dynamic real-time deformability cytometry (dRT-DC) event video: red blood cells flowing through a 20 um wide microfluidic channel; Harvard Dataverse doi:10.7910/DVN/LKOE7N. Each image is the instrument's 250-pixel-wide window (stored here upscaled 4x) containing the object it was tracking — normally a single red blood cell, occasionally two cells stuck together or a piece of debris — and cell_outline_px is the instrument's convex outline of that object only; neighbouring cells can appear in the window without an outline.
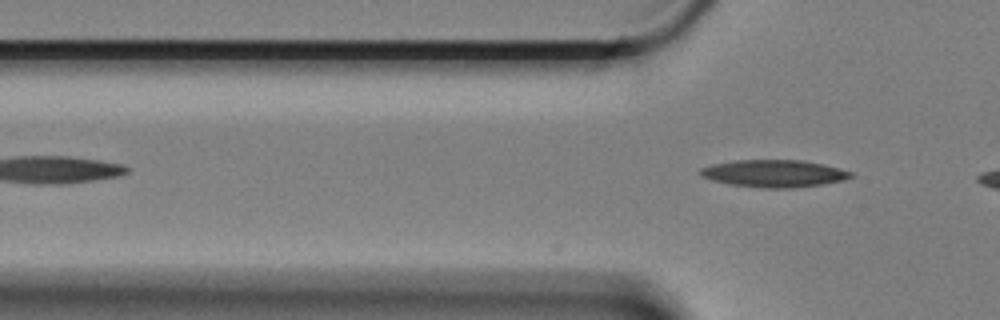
{"species": "Egyptian fruit bat (a non-hibernating species)", "species_latin": "Rousettus aegyptiacus", "temperature_condition": "cold", "stored_images_in_passage": 5, "camera_frame_rate_fps": 3000, "um_per_image_px": 0.085, "animal": {"sex": "female"}, "frame": {"image": 1, "passage_image": 5, "time_ms": 1.333, "image_size_px": [1000, 320], "cell_outline_px": [[856, 176], [844, 180], [824, 184], [792, 188], [760, 188], [732, 184], [712, 180], [700, 176], [700, 168], [712, 164], [736, 160], [804, 160], [824, 164], [852, 172]], "centroid_in_image_um": [65.82, 14.74], "position_along_channel_um": 60.0, "area_um2": 24.04}}